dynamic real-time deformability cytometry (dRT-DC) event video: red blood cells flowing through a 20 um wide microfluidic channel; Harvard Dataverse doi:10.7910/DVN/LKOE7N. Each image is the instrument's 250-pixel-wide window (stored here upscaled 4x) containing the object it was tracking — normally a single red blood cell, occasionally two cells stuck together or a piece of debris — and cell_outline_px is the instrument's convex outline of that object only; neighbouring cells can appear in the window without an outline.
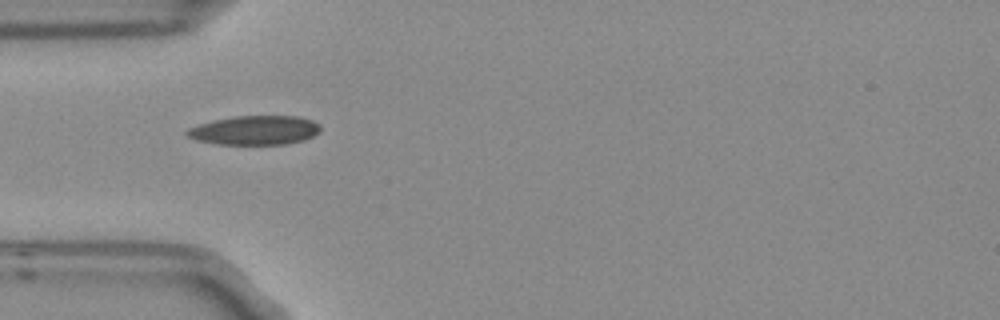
{"species": "Egyptian fruit bat (a non-hibernating species)", "species_latin": "Rousettus aegyptiacus", "temperature_condition": "room temperature", "stored_images_in_passage": 9, "camera_frame_rate_fps": 3000, "um_per_image_px": 0.085, "frame": {"image": 1, "passage_image": 4, "time_ms": 1.0, "image_size_px": [1000, 320], "cell_outline_px": [[320, 132], [304, 140], [284, 144], [220, 144], [196, 140], [188, 136], [184, 132], [188, 128], [212, 120], [236, 116], [296, 116], [312, 120], [320, 124]], "centroid_in_image_um": [21.66, 11.06], "position_along_channel_um": 63.3, "area_um2": 22.6}}
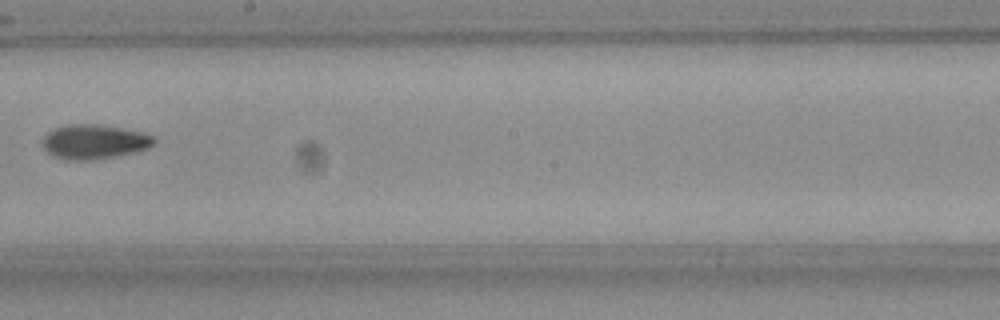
{"frame": {"image": 2, "passage_image": 8, "time_ms": 2.333, "image_size_px": [1000, 320], "cell_outline_px": [[156, 140], [148, 148], [132, 152], [112, 156], [84, 160], [68, 160], [56, 156], [48, 152], [44, 148], [44, 136], [48, 132], [56, 128], [68, 124], [96, 124], [124, 128], [144, 132], [156, 136]], "centroid_in_image_um": [8.05, 12.02], "position_along_channel_um": 240.2, "area_um2": 22.02}}
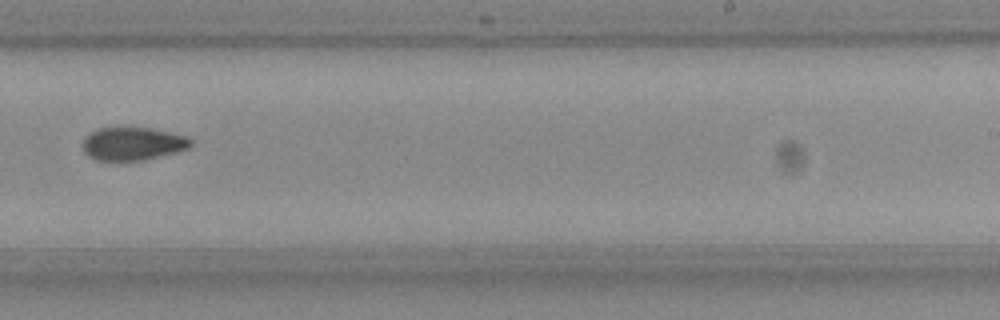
{"frame": {"image": 3, "passage_image": 9, "time_ms": 2.667, "image_size_px": [1000, 320], "cell_outline_px": [[192, 144], [188, 148], [176, 152], [140, 160], [96, 160], [88, 156], [84, 152], [84, 136], [88, 132], [96, 128], [116, 124], [120, 124], [152, 128], [184, 136], [192, 140]], "centroid_in_image_um": [11.2, 12.15], "position_along_channel_um": 277.8, "area_um2": 21.44}}